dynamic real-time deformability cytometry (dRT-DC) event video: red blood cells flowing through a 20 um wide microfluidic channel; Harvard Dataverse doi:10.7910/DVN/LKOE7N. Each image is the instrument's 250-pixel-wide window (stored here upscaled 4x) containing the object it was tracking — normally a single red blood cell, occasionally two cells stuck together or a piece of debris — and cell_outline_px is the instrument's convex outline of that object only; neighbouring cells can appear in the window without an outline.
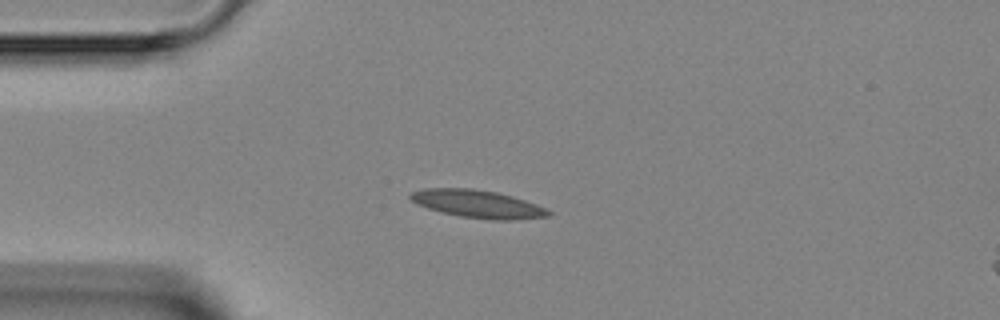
{"species": "Egyptian fruit bat (a non-hibernating species)", "species_latin": "Rousettus aegyptiacus", "temperature_condition": "room temperature", "stored_images_in_passage": 4, "camera_frame_rate_fps": 3000, "um_per_image_px": 0.085, "animal": {"sex": "female"}, "frame": {"image": 1, "passage_image": 3, "time_ms": 2.333, "image_size_px": [1000, 320], "cell_outline_px": [[552, 212], [548, 216], [512, 220], [496, 220], [460, 216], [428, 208], [416, 204], [408, 196], [412, 192], [424, 188], [472, 188], [496, 192], [512, 196], [536, 204]], "centroid_in_image_um": [40.58, 17.32], "position_along_channel_um": 44.4, "area_um2": 22.08}}